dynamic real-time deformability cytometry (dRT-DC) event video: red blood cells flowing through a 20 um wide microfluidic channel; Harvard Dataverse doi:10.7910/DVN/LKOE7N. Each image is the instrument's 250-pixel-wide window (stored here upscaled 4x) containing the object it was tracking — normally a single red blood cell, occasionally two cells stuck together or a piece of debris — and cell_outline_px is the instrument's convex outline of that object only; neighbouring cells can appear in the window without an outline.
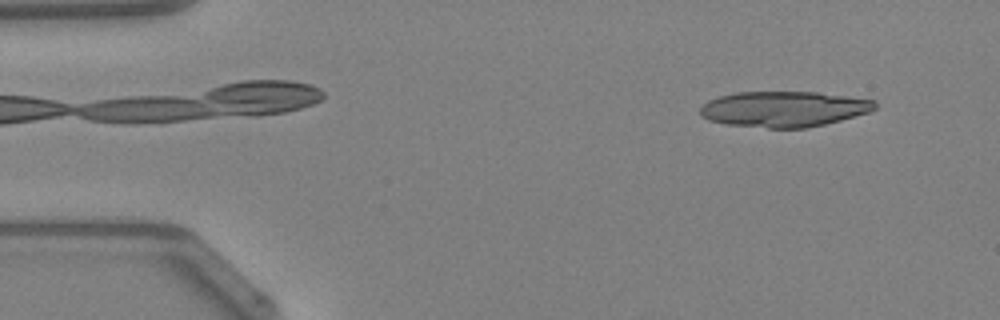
{"species": "Egyptian fruit bat (a non-hibernating species)", "species_latin": "Rousettus aegyptiacus", "temperature_condition": "warm", "stored_images_in_passage": 47, "segment_of_instrument_passage": [1, 2], "camera_frame_rate_fps": 3000, "um_per_image_px": 0.085, "animal": {"sex": "female"}, "frame": {"image": 1, "passage_image": 4, "time_ms": 1.0, "image_size_px": [1000, 320], "cell_outline_px": [[876, 108], [868, 112], [840, 120], [808, 128], [768, 128], [728, 124], [708, 120], [700, 116], [700, 108], [708, 100], [720, 96], [736, 92], [820, 92], [876, 100]], "centroid_in_image_um": [66.62, 9.26], "position_along_channel_um": 18.4, "area_um2": 36.3}}